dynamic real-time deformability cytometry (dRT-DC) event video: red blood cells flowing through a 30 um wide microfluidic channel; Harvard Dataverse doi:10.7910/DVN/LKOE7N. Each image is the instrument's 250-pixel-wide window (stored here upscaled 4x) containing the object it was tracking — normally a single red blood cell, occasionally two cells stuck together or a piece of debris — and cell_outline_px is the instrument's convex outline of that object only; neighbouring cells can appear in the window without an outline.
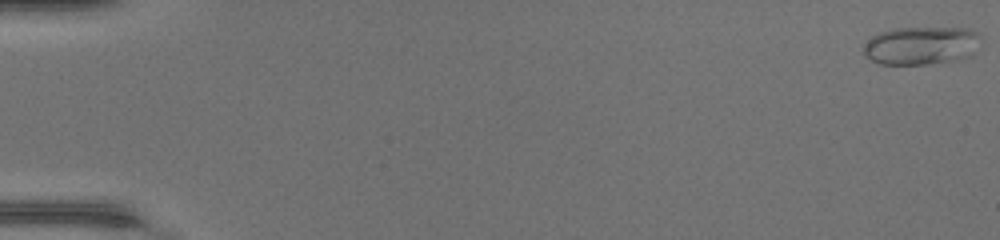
{"species": "common noctule bat (a hibernating species)", "species_latin": "Nyctalus noctula", "temperature_condition": "warm", "stored_images_in_passage": 49, "camera_frame_rate_fps": 3000, "um_per_image_px": 0.085, "animal": {"sex": "female", "body_mass_g": 17.0, "forearm_length_mm": 48.0}, "frame": {"image": 1, "passage_image": 1, "time_ms": 0.0, "image_size_px": [1000, 240], "cell_outline_px": [[980, 36], [972, 56], [960, 60], [924, 64], [880, 64], [872, 60], [864, 52], [864, 44], [872, 36], [880, 32], [896, 28], [972, 28], [980, 32]], "centroid_in_image_um": [78.35, 3.86], "position_along_channel_um": 6.7, "area_um2": 26.13}}
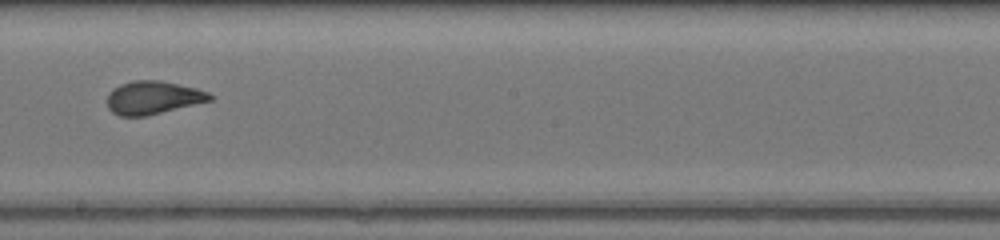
{"frame": {"image": 2, "passage_image": 29, "time_ms": 9.333, "image_size_px": [1000, 240], "cell_outline_px": [[212, 100], [148, 116], [120, 116], [112, 112], [108, 108], [108, 92], [112, 88], [120, 84], [132, 80], [160, 80], [196, 88], [208, 92], [212, 96]], "centroid_in_image_um": [12.98, 8.3], "position_along_channel_um": 235.2, "area_um2": 19.94}}
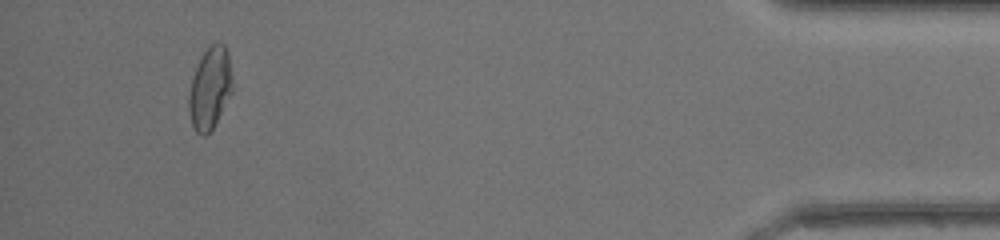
{"frame": {"image": 3, "passage_image": 46, "time_ms": 15.0, "image_size_px": [1000, 240], "cell_outline_px": [[232, 92], [212, 128], [204, 136], [200, 136], [196, 132], [192, 124], [188, 108], [188, 96], [192, 80], [196, 68], [204, 52], [212, 44], [224, 44], [228, 52], [232, 76]], "centroid_in_image_um": [17.85, 7.52], "position_along_channel_um": 417.4, "area_um2": 20.4}, "authors_computed_cell_mechanics": {"area_um2": 20.519, "velocity_mm_per_s": 4.3802, "shape_relaxation_time_tau1_ms": 10.6992, "shape_relaxation_time_tau2_ms": null, "deformation_change_tau1": 0.3157, "deformation_change_tau2": null}}